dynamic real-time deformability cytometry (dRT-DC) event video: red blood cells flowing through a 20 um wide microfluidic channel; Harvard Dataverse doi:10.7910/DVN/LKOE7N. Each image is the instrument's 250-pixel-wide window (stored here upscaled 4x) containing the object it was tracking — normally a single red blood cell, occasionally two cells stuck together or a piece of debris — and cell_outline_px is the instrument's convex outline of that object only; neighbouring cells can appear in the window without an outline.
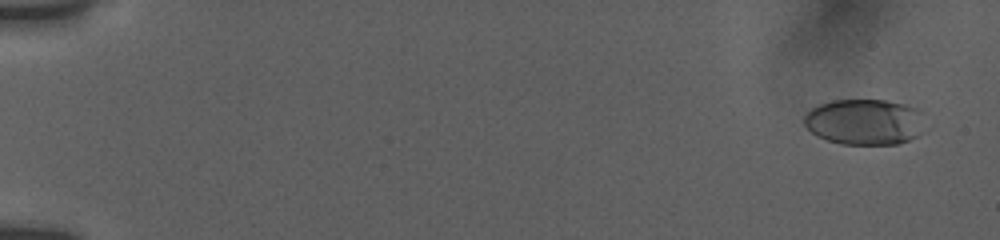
{"species": "human", "species_latin": "Homo sapiens", "temperature_condition": "room temperature", "stored_images_in_passage": 38, "camera_frame_rate_fps": 3000, "um_per_image_px": 0.085, "donor": {"sex": "female"}, "frame": {"image": 1, "passage_image": 2, "time_ms": 0.667, "image_size_px": [1000, 240], "cell_outline_px": [[924, 132], [908, 140], [896, 144], [840, 144], [816, 136], [804, 124], [804, 116], [812, 108], [820, 104], [832, 100], [884, 100], [904, 104], [920, 108], [924, 112]], "centroid_in_image_um": [73.55, 10.35], "position_along_channel_um": 11.5, "area_um2": 32.66}}
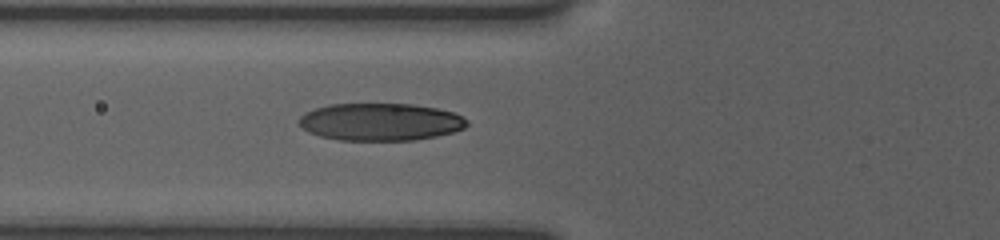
{"frame": {"image": 2, "passage_image": 29, "time_ms": 7.333, "image_size_px": [1000, 240], "cell_outline_px": [[468, 124], [464, 128], [452, 132], [436, 136], [412, 140], [340, 140], [320, 136], [308, 132], [296, 120], [304, 112], [328, 104], [412, 104], [436, 108], [452, 112], [468, 120]], "centroid_in_image_um": [32.3, 10.36], "position_along_channel_um": 93.5, "area_um2": 36.59}}
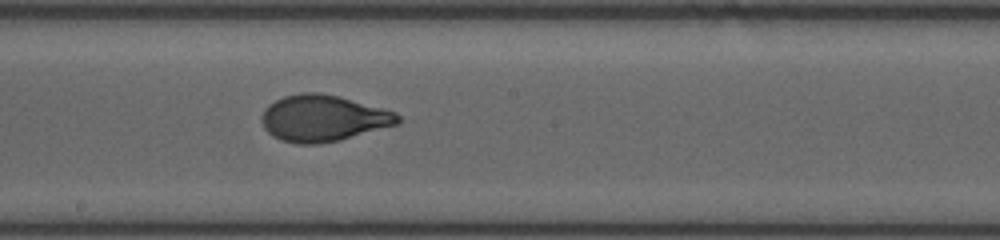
{"frame": {"image": 3, "passage_image": 38, "time_ms": 10.667, "image_size_px": [1000, 240], "cell_outline_px": [[400, 120], [396, 124], [340, 140], [316, 144], [300, 144], [280, 140], [272, 136], [264, 128], [260, 120], [260, 116], [264, 108], [268, 104], [284, 96], [300, 92], [316, 92], [336, 96], [396, 112], [400, 116]], "centroid_in_image_um": [27.39, 10.05], "position_along_channel_um": 220.8, "area_um2": 36.59}}